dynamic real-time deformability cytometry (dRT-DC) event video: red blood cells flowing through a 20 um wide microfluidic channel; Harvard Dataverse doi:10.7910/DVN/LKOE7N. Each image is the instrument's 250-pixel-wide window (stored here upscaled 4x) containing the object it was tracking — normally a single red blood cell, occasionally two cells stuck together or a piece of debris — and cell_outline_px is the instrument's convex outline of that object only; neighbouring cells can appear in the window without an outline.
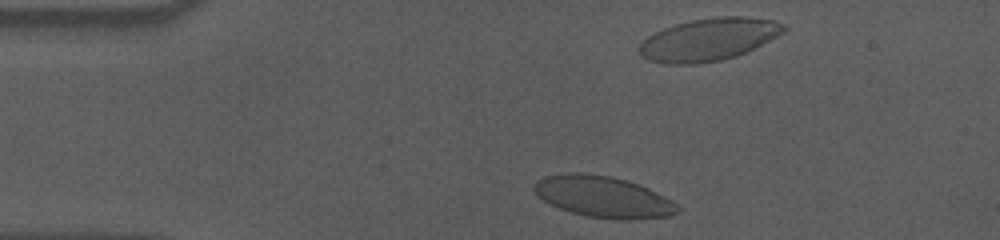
{"species": "human", "species_latin": "Homo sapiens", "temperature_condition": "cold", "stored_images_in_passage": 38, "camera_frame_rate_fps": 3000, "um_per_image_px": 0.085, "donor": {"sex": "male"}, "frame": {"image": 1, "passage_image": 2, "time_ms": 0.333, "image_size_px": [1000, 240], "cell_outline_px": [[680, 208], [676, 212], [668, 216], [636, 220], [616, 220], [588, 216], [572, 212], [560, 208], [536, 196], [532, 188], [532, 184], [536, 180], [544, 176], [564, 172], [584, 172], [612, 176], [628, 180], [648, 188], [672, 200]], "centroid_in_image_um": [51.23, 16.71], "position_along_channel_um": 33.8, "area_um2": 34.91}}
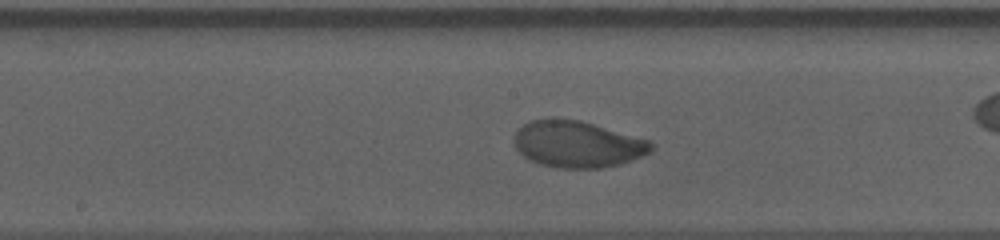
{"frame": {"image": 2, "passage_image": 20, "time_ms": 6.333, "image_size_px": [1000, 240], "cell_outline_px": [[652, 152], [620, 164], [600, 168], [556, 168], [540, 164], [528, 160], [516, 148], [512, 140], [516, 132], [524, 124], [532, 120], [548, 116], [580, 120], [648, 140], [652, 144]], "centroid_in_image_um": [49.03, 12.24], "position_along_channel_um": 199.2, "area_um2": 37.4}}
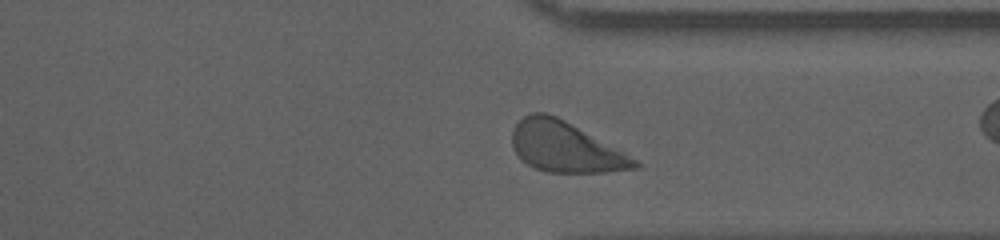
{"frame": {"image": 3, "passage_image": 34, "time_ms": 11.0, "image_size_px": [1000, 240], "cell_outline_px": [[640, 168], [604, 172], [548, 172], [536, 168], [520, 160], [512, 148], [512, 132], [516, 124], [524, 116], [532, 112], [548, 112], [564, 120], [636, 160], [640, 164]], "centroid_in_image_um": [47.98, 12.5], "position_along_channel_um": 363.4, "area_um2": 35.32}, "authors_computed_cell_mechanics": {"area_um2": 36.7319, "velocity_mm_per_s": 3.518, "shape_relaxation_time_tau1_ms": 3.0983, "shape_relaxation_time_tau2_ms": null, "deformation_change_tau1": 0.1374, "deformation_change_tau2": null}}